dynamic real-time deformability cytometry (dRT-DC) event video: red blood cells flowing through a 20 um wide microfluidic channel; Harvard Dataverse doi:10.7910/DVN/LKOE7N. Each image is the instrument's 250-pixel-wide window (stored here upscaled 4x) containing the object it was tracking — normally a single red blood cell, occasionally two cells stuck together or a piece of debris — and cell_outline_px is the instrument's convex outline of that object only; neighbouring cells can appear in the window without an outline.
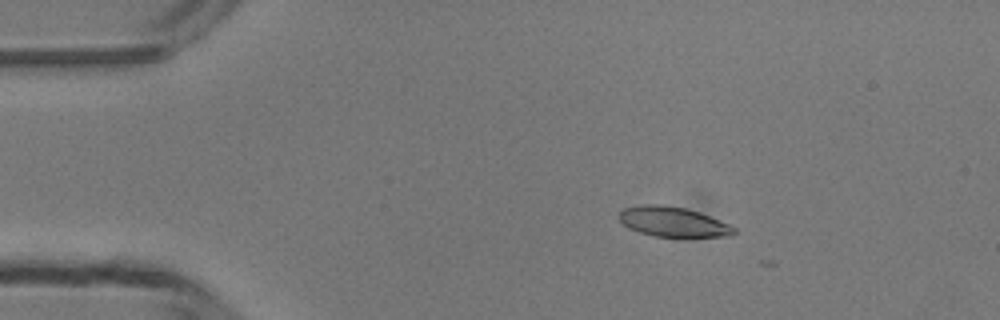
{"species": "common noctule bat (a hibernating species)", "species_latin": "Nyctalus noctula", "temperature_condition": "room temperature", "stored_images_in_passage": 2, "camera_frame_rate_fps": 3000, "um_per_image_px": 0.085, "animal": {"sex": "male", "body_mass_g": 13.3}, "frame": {"image": 1, "passage_image": 1, "time_ms": 0.0, "image_size_px": [1000, 320], "cell_outline_px": [[736, 232], [728, 236], [656, 236], [640, 232], [628, 228], [616, 216], [624, 208], [640, 204], [660, 204], [684, 208], [700, 212], [728, 224], [736, 228]], "centroid_in_image_um": [57.16, 18.83], "position_along_channel_um": 27.8, "area_um2": 19.83}}